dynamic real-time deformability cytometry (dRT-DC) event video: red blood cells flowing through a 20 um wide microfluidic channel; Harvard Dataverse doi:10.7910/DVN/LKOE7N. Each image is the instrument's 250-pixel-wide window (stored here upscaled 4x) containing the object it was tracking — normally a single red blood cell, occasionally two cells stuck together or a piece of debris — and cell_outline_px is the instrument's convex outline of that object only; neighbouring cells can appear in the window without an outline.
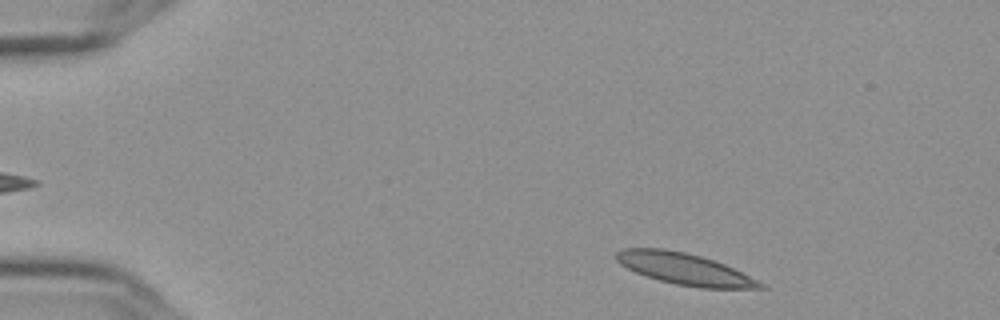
{"species": "Egyptian fruit bat (a non-hibernating species)", "species_latin": "Rousettus aegyptiacus", "temperature_condition": "cold", "stored_images_in_passage": 51, "camera_frame_rate_fps": 3000, "um_per_image_px": 0.085, "frame": {"image": 1, "passage_image": 3, "time_ms": 0.667, "image_size_px": [1000, 320], "cell_outline_px": [[768, 288], [700, 288], [676, 284], [660, 280], [636, 272], [620, 264], [616, 260], [616, 252], [624, 248], [664, 248], [684, 252], [700, 256], [724, 264], [764, 284]], "centroid_in_image_um": [58.15, 22.85], "position_along_channel_um": 26.8, "area_um2": 25.95}}
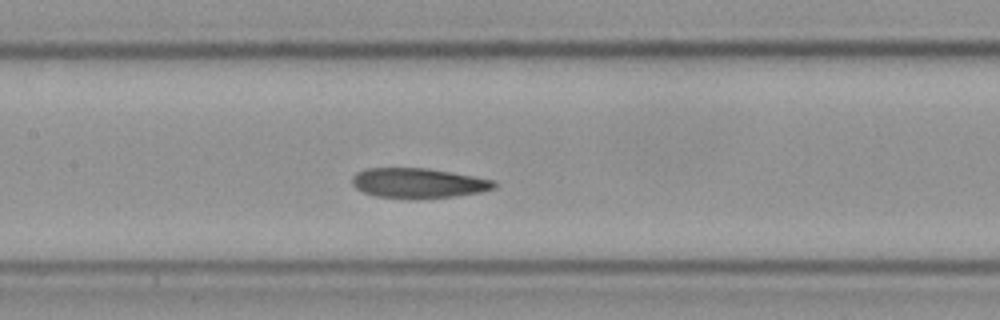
{"frame": {"image": 2, "passage_image": 22, "time_ms": 7.0, "image_size_px": [1000, 320], "cell_outline_px": [[496, 188], [480, 192], [456, 196], [412, 200], [376, 196], [364, 192], [356, 188], [352, 184], [352, 176], [356, 172], [364, 168], [428, 168], [452, 172], [496, 180]], "centroid_in_image_um": [35.56, 15.57], "position_along_channel_um": 171.8, "area_um2": 25.26}}
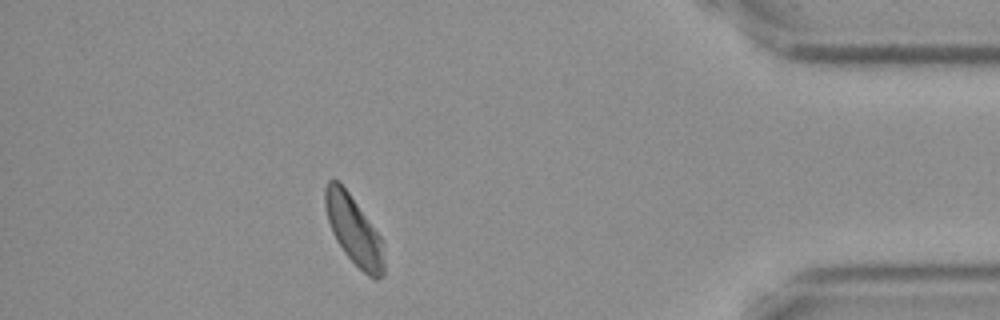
{"frame": {"image": 3, "passage_image": 45, "time_ms": 14.667, "image_size_px": [1000, 320], "cell_outline_px": [[384, 276], [376, 280], [368, 276], [344, 252], [336, 240], [332, 232], [328, 220], [324, 204], [324, 188], [328, 180], [340, 180], [380, 236], [384, 260]], "centroid_in_image_um": [30.05, 19.55], "position_along_channel_um": 405.1, "area_um2": 23.41}, "authors_computed_cell_mechanics": {"area_um2": 25.0274, "velocity_mm_per_s": 3.569, "shape_relaxation_time_tau1_ms": 10.0927, "shape_relaxation_time_tau2_ms": 3.6956, "deformation_change_tau1": 0.187, "deformation_change_tau2": 0.0809}}